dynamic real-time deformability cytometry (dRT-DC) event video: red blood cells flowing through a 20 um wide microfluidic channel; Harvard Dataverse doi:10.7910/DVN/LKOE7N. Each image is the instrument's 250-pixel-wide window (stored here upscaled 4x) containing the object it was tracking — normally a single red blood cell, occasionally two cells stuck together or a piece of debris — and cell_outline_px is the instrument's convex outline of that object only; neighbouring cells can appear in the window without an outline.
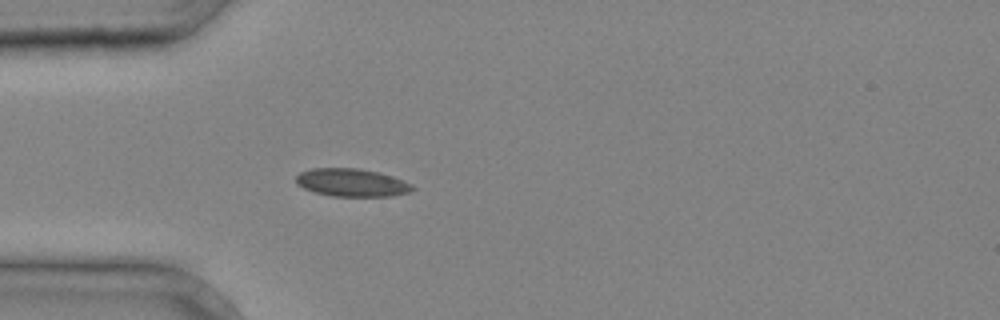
{"species": "common noctule bat (a hibernating species)", "species_latin": "Nyctalus noctula", "temperature_condition": "cold", "stored_images_in_passage": 4, "camera_frame_rate_fps": 3000, "um_per_image_px": 0.085, "animal": {"sex": "male", "body_mass_g": 20.4}, "frame": {"image": 1, "passage_image": 4, "time_ms": 1.0, "image_size_px": [1000, 320], "cell_outline_px": [[416, 188], [408, 192], [392, 196], [332, 196], [316, 192], [304, 188], [296, 184], [296, 176], [300, 172], [312, 168], [360, 168], [380, 172], [392, 176], [412, 184]], "centroid_in_image_um": [29.9, 15.51], "position_along_channel_um": 55.1, "area_um2": 18.96}}